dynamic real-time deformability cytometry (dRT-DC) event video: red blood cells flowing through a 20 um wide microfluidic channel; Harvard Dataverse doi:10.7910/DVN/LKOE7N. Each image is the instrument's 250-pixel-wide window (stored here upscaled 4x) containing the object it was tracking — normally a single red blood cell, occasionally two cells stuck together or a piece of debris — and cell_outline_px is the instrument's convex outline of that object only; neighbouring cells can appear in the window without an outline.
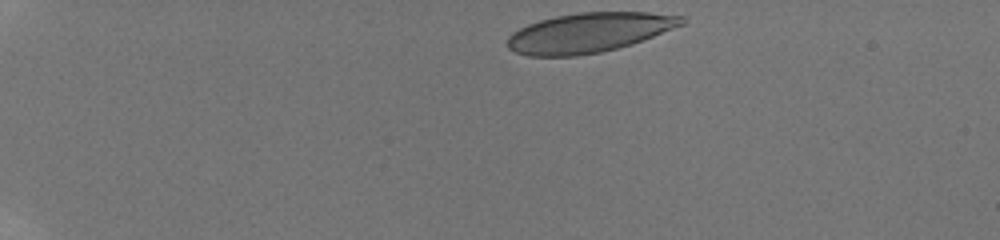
{"species": "human", "species_latin": "Homo sapiens", "temperature_condition": "room temperature", "stored_images_in_passage": 64, "camera_frame_rate_fps": 3000, "um_per_image_px": 0.085, "donor": {"sex": "male"}, "frame": {"image": 1, "passage_image": 1, "time_ms": 0.0, "image_size_px": [1000, 240], "cell_outline_px": [[688, 20], [684, 24], [632, 44], [600, 52], [576, 56], [528, 56], [516, 52], [508, 48], [508, 36], [512, 32], [528, 24], [540, 20], [556, 16], [580, 12], [648, 12], [684, 16]], "centroid_in_image_um": [50.07, 2.77], "position_along_channel_um": 34.9, "area_um2": 40.17}}
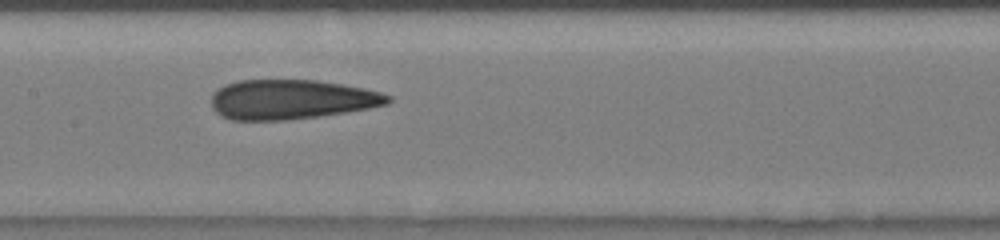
{"frame": {"image": 2, "passage_image": 36, "time_ms": 6.333, "image_size_px": [1000, 240], "cell_outline_px": [[392, 100], [388, 104], [348, 112], [320, 116], [288, 120], [232, 120], [220, 116], [212, 108], [212, 96], [220, 88], [236, 80], [316, 80], [364, 88], [380, 92], [392, 96]], "centroid_in_image_um": [24.78, 8.46], "position_along_channel_um": 182.6, "area_um2": 40.81}}
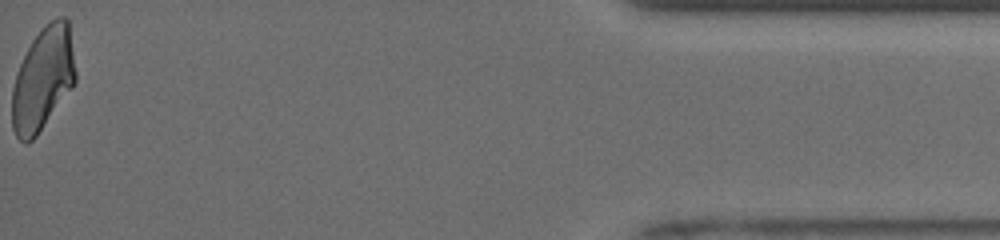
{"frame": {"image": 3, "passage_image": 64, "time_ms": 14.333, "image_size_px": [1000, 240], "cell_outline_px": [[76, 80], [72, 88], [36, 136], [32, 140], [24, 144], [16, 136], [12, 128], [12, 88], [16, 72], [32, 40], [40, 28], [44, 24], [56, 16], [64, 16], [68, 20], [76, 72]], "centroid_in_image_um": [3.64, 6.69], "position_along_channel_um": 431.6, "area_um2": 38.32}, "authors_computed_cell_mechanics": {"area_um2": 40.4889, "velocity_mm_per_s": 3.9494, "shape_relaxation_time_tau1_ms": null, "shape_relaxation_time_tau2_ms": 1.6689, "deformation_change_tau1": null, "deformation_change_tau2": 0.0965}}